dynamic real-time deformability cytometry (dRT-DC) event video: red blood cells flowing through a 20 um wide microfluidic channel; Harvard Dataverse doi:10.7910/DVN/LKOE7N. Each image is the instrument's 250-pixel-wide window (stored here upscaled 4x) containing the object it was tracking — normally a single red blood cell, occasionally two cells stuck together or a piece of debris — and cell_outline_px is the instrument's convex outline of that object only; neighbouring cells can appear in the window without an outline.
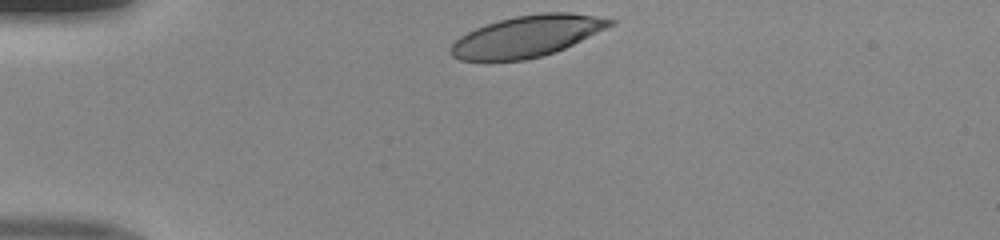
{"species": "human", "species_latin": "Homo sapiens", "temperature_condition": "room temperature", "stored_images_in_passage": 30, "camera_frame_rate_fps": 3000, "um_per_image_px": 0.085, "donor": {"sex": "male"}, "frame": {"image": 1, "passage_image": 1, "time_ms": 0.0, "image_size_px": [1000, 240], "cell_outline_px": [[616, 24], [556, 52], [524, 60], [488, 64], [460, 60], [452, 56], [448, 52], [452, 44], [460, 36], [476, 28], [500, 20], [516, 16], [540, 12], [568, 12], [596, 16], [616, 20]], "centroid_in_image_um": [44.75, 3.12], "position_along_channel_um": 40.3, "area_um2": 39.07}}
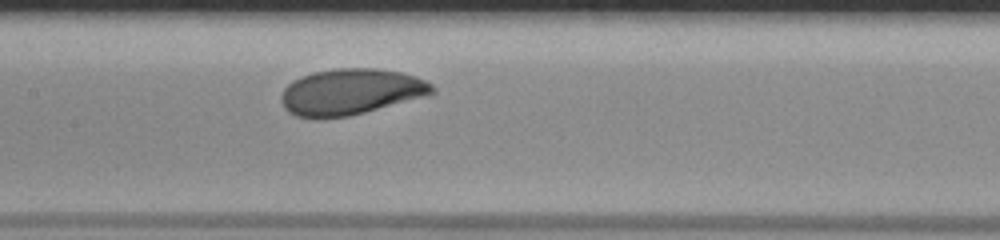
{"frame": {"image": 2, "passage_image": 14, "time_ms": 4.333, "image_size_px": [1000, 240], "cell_outline_px": [[436, 92], [428, 96], [348, 116], [296, 116], [288, 112], [284, 108], [280, 100], [280, 96], [284, 88], [292, 80], [300, 76], [312, 72], [336, 68], [376, 68], [400, 72], [416, 76], [432, 84], [436, 88]], "centroid_in_image_um": [29.83, 7.77], "position_along_channel_um": 177.6, "area_um2": 40.4}}
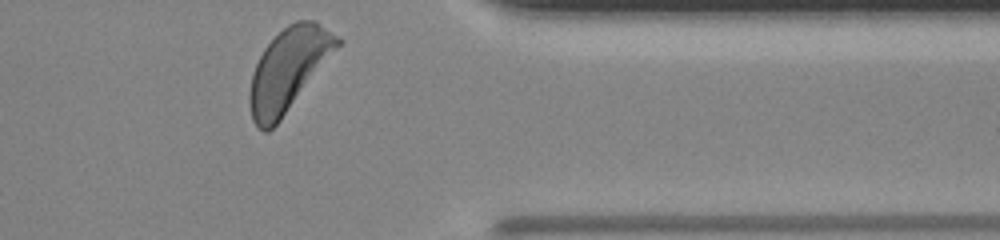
{"frame": {"image": 3, "passage_image": 30, "time_ms": 9.667, "image_size_px": [1000, 240], "cell_outline_px": [[344, 40], [280, 120], [268, 132], [264, 132], [256, 128], [252, 120], [248, 100], [248, 96], [252, 72], [264, 48], [288, 24], [296, 20], [316, 20]], "centroid_in_image_um": [24.51, 5.91], "position_along_channel_um": 386.9, "area_um2": 41.91}}